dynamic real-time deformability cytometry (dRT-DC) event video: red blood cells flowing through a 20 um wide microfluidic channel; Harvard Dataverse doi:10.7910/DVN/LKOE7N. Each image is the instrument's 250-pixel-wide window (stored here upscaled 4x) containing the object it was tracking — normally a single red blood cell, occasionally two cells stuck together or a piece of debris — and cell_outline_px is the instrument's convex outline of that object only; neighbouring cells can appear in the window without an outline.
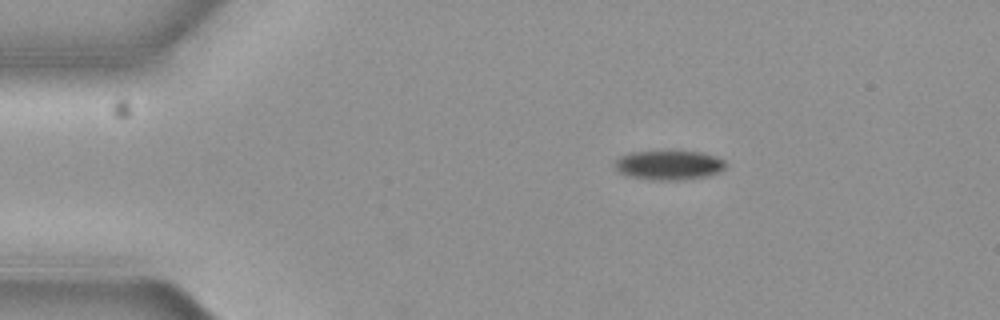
{"species": "common noctule bat (a hibernating species)", "species_latin": "Nyctalus noctula", "temperature_condition": "cold", "stored_images_in_passage": 5, "camera_frame_rate_fps": 3000, "um_per_image_px": 0.085, "animal": {"sex": "female", "body_mass_g": 19.3, "forearm_length_mm": 54.1}, "frame": {"image": 1, "passage_image": 5, "time_ms": 1.333, "image_size_px": [1000, 320], "cell_outline_px": [[728, 164], [720, 172], [708, 176], [680, 180], [652, 180], [624, 176], [616, 172], [616, 160], [620, 156], [632, 152], [700, 152], [724, 160]], "centroid_in_image_um": [56.83, 14.06], "position_along_channel_um": 28.2, "area_um2": 18.96}}